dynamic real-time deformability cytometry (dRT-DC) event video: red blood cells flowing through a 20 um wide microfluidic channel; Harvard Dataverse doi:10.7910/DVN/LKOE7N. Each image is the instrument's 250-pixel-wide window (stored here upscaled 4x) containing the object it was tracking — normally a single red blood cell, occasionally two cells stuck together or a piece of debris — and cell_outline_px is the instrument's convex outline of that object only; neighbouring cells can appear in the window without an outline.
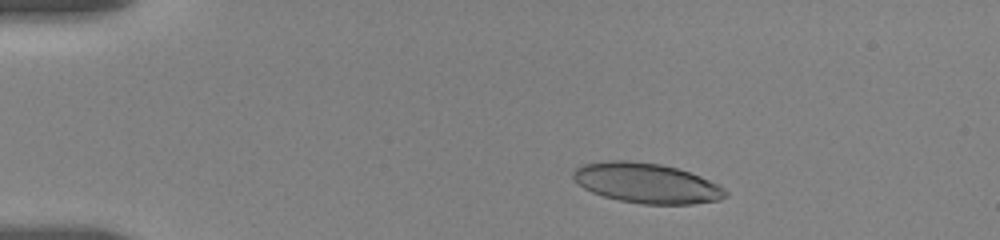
{"species": "human", "species_latin": "Homo sapiens", "temperature_condition": "room temperature", "stored_images_in_passage": 58, "camera_frame_rate_fps": 3000, "um_per_image_px": 0.085, "donor": {"sex": "female"}, "frame": {"image": 1, "passage_image": 13, "time_ms": 2.0, "image_size_px": [1000, 240], "cell_outline_px": [[728, 196], [720, 200], [692, 204], [644, 204], [620, 200], [604, 196], [592, 192], [584, 188], [572, 176], [572, 172], [576, 168], [584, 164], [608, 160], [628, 160], [660, 164], [676, 168], [700, 176], [720, 184], [728, 192]], "centroid_in_image_um": [55.0, 15.56], "position_along_channel_um": 30.0, "area_um2": 35.49}}
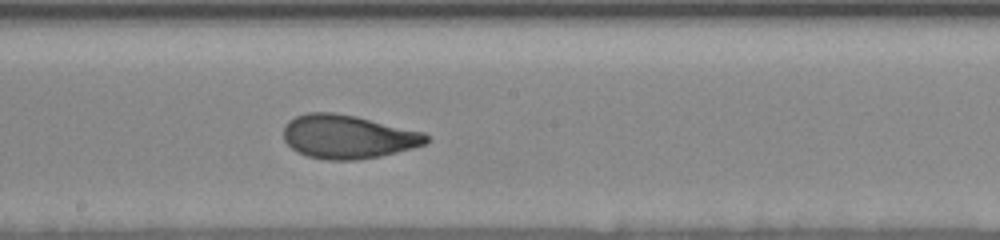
{"frame": {"image": 2, "passage_image": 38, "time_ms": 9.0, "image_size_px": [1000, 240], "cell_outline_px": [[428, 144], [380, 156], [356, 160], [328, 160], [308, 156], [296, 152], [284, 140], [284, 124], [288, 120], [296, 116], [308, 112], [332, 112], [356, 116], [424, 132], [428, 136]], "centroid_in_image_um": [29.56, 11.62], "position_along_channel_um": 218.6, "area_um2": 36.41}}
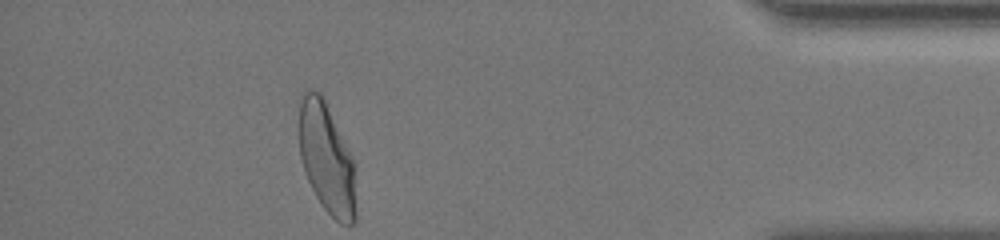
{"frame": {"image": 3, "passage_image": 58, "time_ms": 15.333, "image_size_px": [1000, 240], "cell_outline_px": [[356, 220], [352, 224], [340, 224], [324, 208], [316, 196], [308, 180], [300, 156], [300, 92], [304, 88], [308, 88], [320, 92], [356, 164]], "centroid_in_image_um": [27.8, 13.48], "position_along_channel_um": 407.4, "area_um2": 36.82}, "authors_computed_cell_mechanics": {"area_um2": 35.7204, "velocity_mm_per_s": 3.6323, "shape_relaxation_time_tau1_ms": 4.7423, "shape_relaxation_time_tau2_ms": 0.7605, "deformation_change_tau1": 0.1884, "deformation_change_tau2": 0.0632}}